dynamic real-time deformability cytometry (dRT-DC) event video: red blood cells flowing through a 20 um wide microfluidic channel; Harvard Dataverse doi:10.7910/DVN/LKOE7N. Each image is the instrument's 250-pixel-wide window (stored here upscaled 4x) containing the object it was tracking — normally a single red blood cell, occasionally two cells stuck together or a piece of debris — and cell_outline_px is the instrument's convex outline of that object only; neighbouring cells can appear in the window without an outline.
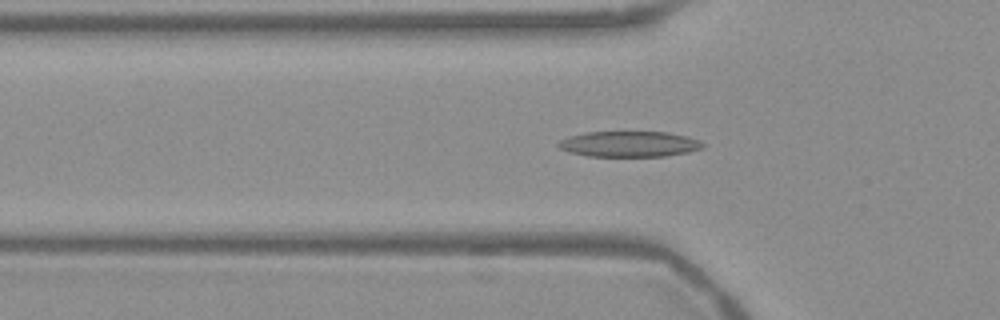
{"species": "Egyptian fruit bat (a non-hibernating species)", "species_latin": "Rousettus aegyptiacus", "temperature_condition": "warm", "stored_images_in_passage": 54, "camera_frame_rate_fps": 3000, "um_per_image_px": 0.085, "frame": {"image": 1, "passage_image": 18, "time_ms": 5.667, "image_size_px": [1000, 320], "cell_outline_px": [[704, 148], [688, 152], [664, 156], [588, 156], [568, 152], [560, 148], [556, 144], [560, 140], [568, 136], [584, 132], [664, 132], [688, 136], [700, 140], [704, 144]], "centroid_in_image_um": [53.48, 12.24], "position_along_channel_um": 72.3, "area_um2": 21.68}}
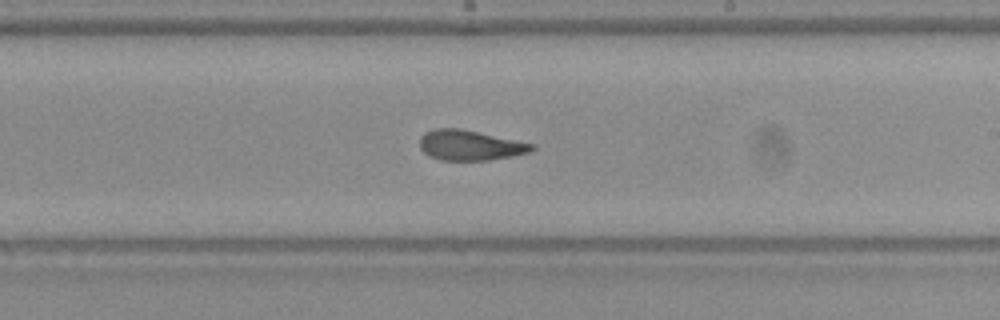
{"frame": {"image": 2, "passage_image": 32, "time_ms": 10.333, "image_size_px": [1000, 320], "cell_outline_px": [[536, 148], [532, 152], [512, 156], [488, 160], [440, 160], [428, 156], [420, 148], [420, 136], [424, 132], [436, 128], [460, 128], [536, 144]], "centroid_in_image_um": [39.96, 12.34], "position_along_channel_um": 249.0, "area_um2": 19.94}}
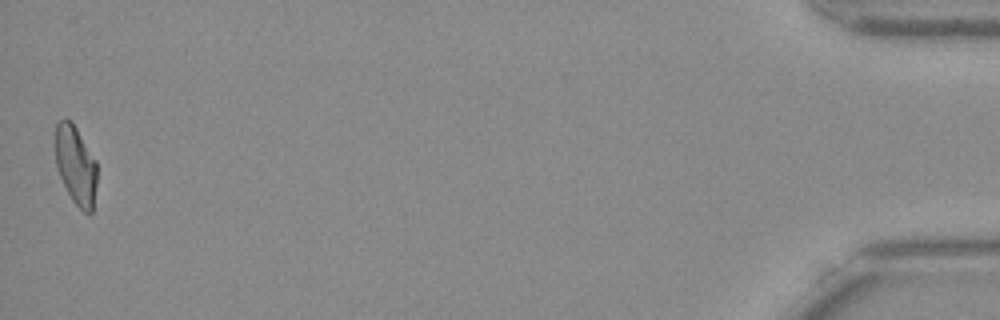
{"frame": {"image": 3, "passage_image": 54, "time_ms": 17.667, "image_size_px": [1000, 320], "cell_outline_px": [[96, 184], [92, 212], [88, 216], [72, 200], [56, 168], [56, 124], [64, 116], [72, 120], [96, 160]], "centroid_in_image_um": [6.44, 14.01], "position_along_channel_um": 428.8, "area_um2": 19.19}, "authors_computed_cell_mechanics": {"area_um2": 20.5768, "velocity_mm_per_s": 3.7614, "shape_relaxation_time_tau1_ms": 4.0789, "shape_relaxation_time_tau2_ms": 3.0057, "deformation_change_tau1": 0.1785, "deformation_change_tau2": 0.1223}}